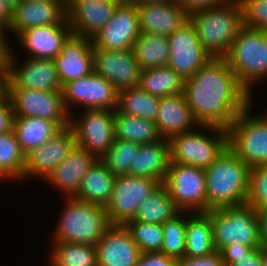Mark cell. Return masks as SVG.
<instances>
[{
	"label": "cell",
	"mask_w": 267,
	"mask_h": 266,
	"mask_svg": "<svg viewBox=\"0 0 267 266\" xmlns=\"http://www.w3.org/2000/svg\"><path fill=\"white\" fill-rule=\"evenodd\" d=\"M184 96L199 125L228 129L253 96L223 58H212L185 80Z\"/></svg>",
	"instance_id": "obj_1"
},
{
	"label": "cell",
	"mask_w": 267,
	"mask_h": 266,
	"mask_svg": "<svg viewBox=\"0 0 267 266\" xmlns=\"http://www.w3.org/2000/svg\"><path fill=\"white\" fill-rule=\"evenodd\" d=\"M251 168L227 148L207 169V212L246 205Z\"/></svg>",
	"instance_id": "obj_2"
},
{
	"label": "cell",
	"mask_w": 267,
	"mask_h": 266,
	"mask_svg": "<svg viewBox=\"0 0 267 266\" xmlns=\"http://www.w3.org/2000/svg\"><path fill=\"white\" fill-rule=\"evenodd\" d=\"M189 20L211 58H223L243 27L238 0H224L218 6L191 14Z\"/></svg>",
	"instance_id": "obj_3"
},
{
	"label": "cell",
	"mask_w": 267,
	"mask_h": 266,
	"mask_svg": "<svg viewBox=\"0 0 267 266\" xmlns=\"http://www.w3.org/2000/svg\"><path fill=\"white\" fill-rule=\"evenodd\" d=\"M50 242L83 243L95 246L111 226L106 209L76 198H64Z\"/></svg>",
	"instance_id": "obj_4"
},
{
	"label": "cell",
	"mask_w": 267,
	"mask_h": 266,
	"mask_svg": "<svg viewBox=\"0 0 267 266\" xmlns=\"http://www.w3.org/2000/svg\"><path fill=\"white\" fill-rule=\"evenodd\" d=\"M223 59L254 97L252 87L267 79V31L243 26Z\"/></svg>",
	"instance_id": "obj_5"
},
{
	"label": "cell",
	"mask_w": 267,
	"mask_h": 266,
	"mask_svg": "<svg viewBox=\"0 0 267 266\" xmlns=\"http://www.w3.org/2000/svg\"><path fill=\"white\" fill-rule=\"evenodd\" d=\"M168 141L171 163L207 169L228 148V131L217 126L198 125Z\"/></svg>",
	"instance_id": "obj_6"
},
{
	"label": "cell",
	"mask_w": 267,
	"mask_h": 266,
	"mask_svg": "<svg viewBox=\"0 0 267 266\" xmlns=\"http://www.w3.org/2000/svg\"><path fill=\"white\" fill-rule=\"evenodd\" d=\"M250 103L227 129L228 148L250 168L267 164V115L253 113Z\"/></svg>",
	"instance_id": "obj_7"
},
{
	"label": "cell",
	"mask_w": 267,
	"mask_h": 266,
	"mask_svg": "<svg viewBox=\"0 0 267 266\" xmlns=\"http://www.w3.org/2000/svg\"><path fill=\"white\" fill-rule=\"evenodd\" d=\"M216 251L230 244L262 246L257 210L248 205L209 210Z\"/></svg>",
	"instance_id": "obj_8"
},
{
	"label": "cell",
	"mask_w": 267,
	"mask_h": 266,
	"mask_svg": "<svg viewBox=\"0 0 267 266\" xmlns=\"http://www.w3.org/2000/svg\"><path fill=\"white\" fill-rule=\"evenodd\" d=\"M162 184L180 212H207L205 169L170 163Z\"/></svg>",
	"instance_id": "obj_9"
},
{
	"label": "cell",
	"mask_w": 267,
	"mask_h": 266,
	"mask_svg": "<svg viewBox=\"0 0 267 266\" xmlns=\"http://www.w3.org/2000/svg\"><path fill=\"white\" fill-rule=\"evenodd\" d=\"M80 111V114L77 113V118L76 114L70 118L76 144L100 160L115 140L114 110L81 109Z\"/></svg>",
	"instance_id": "obj_10"
},
{
	"label": "cell",
	"mask_w": 267,
	"mask_h": 266,
	"mask_svg": "<svg viewBox=\"0 0 267 266\" xmlns=\"http://www.w3.org/2000/svg\"><path fill=\"white\" fill-rule=\"evenodd\" d=\"M64 104L70 115L74 109L115 110L118 90L105 78L92 72L62 87ZM73 109V110H72ZM71 112V113H70Z\"/></svg>",
	"instance_id": "obj_11"
},
{
	"label": "cell",
	"mask_w": 267,
	"mask_h": 266,
	"mask_svg": "<svg viewBox=\"0 0 267 266\" xmlns=\"http://www.w3.org/2000/svg\"><path fill=\"white\" fill-rule=\"evenodd\" d=\"M11 100L14 117H38L51 120L61 128L70 125L62 91H39L5 88Z\"/></svg>",
	"instance_id": "obj_12"
},
{
	"label": "cell",
	"mask_w": 267,
	"mask_h": 266,
	"mask_svg": "<svg viewBox=\"0 0 267 266\" xmlns=\"http://www.w3.org/2000/svg\"><path fill=\"white\" fill-rule=\"evenodd\" d=\"M160 183L151 178L130 175L116 176L110 201L105 207L111 225H124L135 218L142 201Z\"/></svg>",
	"instance_id": "obj_13"
},
{
	"label": "cell",
	"mask_w": 267,
	"mask_h": 266,
	"mask_svg": "<svg viewBox=\"0 0 267 266\" xmlns=\"http://www.w3.org/2000/svg\"><path fill=\"white\" fill-rule=\"evenodd\" d=\"M14 53V50L10 48L5 88L62 91L54 60L26 57L20 64L17 63L20 62L19 57H16V54L14 56Z\"/></svg>",
	"instance_id": "obj_14"
},
{
	"label": "cell",
	"mask_w": 267,
	"mask_h": 266,
	"mask_svg": "<svg viewBox=\"0 0 267 266\" xmlns=\"http://www.w3.org/2000/svg\"><path fill=\"white\" fill-rule=\"evenodd\" d=\"M167 38L170 50L167 66L184 80L193 76L212 59L203 49L190 20Z\"/></svg>",
	"instance_id": "obj_15"
},
{
	"label": "cell",
	"mask_w": 267,
	"mask_h": 266,
	"mask_svg": "<svg viewBox=\"0 0 267 266\" xmlns=\"http://www.w3.org/2000/svg\"><path fill=\"white\" fill-rule=\"evenodd\" d=\"M76 145L75 133L69 125L51 139L25 155L23 180L42 181L64 160ZM36 177V178H35Z\"/></svg>",
	"instance_id": "obj_16"
},
{
	"label": "cell",
	"mask_w": 267,
	"mask_h": 266,
	"mask_svg": "<svg viewBox=\"0 0 267 266\" xmlns=\"http://www.w3.org/2000/svg\"><path fill=\"white\" fill-rule=\"evenodd\" d=\"M93 72L120 91L139 85L141 68L132 49L113 51L93 47Z\"/></svg>",
	"instance_id": "obj_17"
},
{
	"label": "cell",
	"mask_w": 267,
	"mask_h": 266,
	"mask_svg": "<svg viewBox=\"0 0 267 266\" xmlns=\"http://www.w3.org/2000/svg\"><path fill=\"white\" fill-rule=\"evenodd\" d=\"M139 35L136 5H118L112 18L91 40L95 48L121 51L132 49Z\"/></svg>",
	"instance_id": "obj_18"
},
{
	"label": "cell",
	"mask_w": 267,
	"mask_h": 266,
	"mask_svg": "<svg viewBox=\"0 0 267 266\" xmlns=\"http://www.w3.org/2000/svg\"><path fill=\"white\" fill-rule=\"evenodd\" d=\"M72 34L71 26L66 19L62 24L31 27L23 30L14 39L16 45L28 58L54 60L60 53L65 41Z\"/></svg>",
	"instance_id": "obj_19"
},
{
	"label": "cell",
	"mask_w": 267,
	"mask_h": 266,
	"mask_svg": "<svg viewBox=\"0 0 267 266\" xmlns=\"http://www.w3.org/2000/svg\"><path fill=\"white\" fill-rule=\"evenodd\" d=\"M67 19L64 0H23L12 10V18L6 27L8 33L17 36L31 27L62 24Z\"/></svg>",
	"instance_id": "obj_20"
},
{
	"label": "cell",
	"mask_w": 267,
	"mask_h": 266,
	"mask_svg": "<svg viewBox=\"0 0 267 266\" xmlns=\"http://www.w3.org/2000/svg\"><path fill=\"white\" fill-rule=\"evenodd\" d=\"M98 159L77 144L42 182L47 181L64 198H74L80 189L83 177ZM61 192V193H60Z\"/></svg>",
	"instance_id": "obj_21"
},
{
	"label": "cell",
	"mask_w": 267,
	"mask_h": 266,
	"mask_svg": "<svg viewBox=\"0 0 267 266\" xmlns=\"http://www.w3.org/2000/svg\"><path fill=\"white\" fill-rule=\"evenodd\" d=\"M95 248L98 266H136L142 253L124 225H111Z\"/></svg>",
	"instance_id": "obj_22"
},
{
	"label": "cell",
	"mask_w": 267,
	"mask_h": 266,
	"mask_svg": "<svg viewBox=\"0 0 267 266\" xmlns=\"http://www.w3.org/2000/svg\"><path fill=\"white\" fill-rule=\"evenodd\" d=\"M54 61L62 87L67 82L89 75L93 72L92 40L71 34Z\"/></svg>",
	"instance_id": "obj_23"
},
{
	"label": "cell",
	"mask_w": 267,
	"mask_h": 266,
	"mask_svg": "<svg viewBox=\"0 0 267 266\" xmlns=\"http://www.w3.org/2000/svg\"><path fill=\"white\" fill-rule=\"evenodd\" d=\"M142 33L169 37L189 20V15L175 0L136 5Z\"/></svg>",
	"instance_id": "obj_24"
},
{
	"label": "cell",
	"mask_w": 267,
	"mask_h": 266,
	"mask_svg": "<svg viewBox=\"0 0 267 266\" xmlns=\"http://www.w3.org/2000/svg\"><path fill=\"white\" fill-rule=\"evenodd\" d=\"M118 4L112 0H84L67 11L72 34L92 39L112 18Z\"/></svg>",
	"instance_id": "obj_25"
},
{
	"label": "cell",
	"mask_w": 267,
	"mask_h": 266,
	"mask_svg": "<svg viewBox=\"0 0 267 266\" xmlns=\"http://www.w3.org/2000/svg\"><path fill=\"white\" fill-rule=\"evenodd\" d=\"M155 124L159 135L166 140L189 132L199 125L191 113L184 94L160 98Z\"/></svg>",
	"instance_id": "obj_26"
},
{
	"label": "cell",
	"mask_w": 267,
	"mask_h": 266,
	"mask_svg": "<svg viewBox=\"0 0 267 266\" xmlns=\"http://www.w3.org/2000/svg\"><path fill=\"white\" fill-rule=\"evenodd\" d=\"M170 163L169 141L162 138L140 146L129 175L155 179L162 184Z\"/></svg>",
	"instance_id": "obj_27"
},
{
	"label": "cell",
	"mask_w": 267,
	"mask_h": 266,
	"mask_svg": "<svg viewBox=\"0 0 267 266\" xmlns=\"http://www.w3.org/2000/svg\"><path fill=\"white\" fill-rule=\"evenodd\" d=\"M62 128L55 122L38 117H14L13 131L26 155L51 139Z\"/></svg>",
	"instance_id": "obj_28"
},
{
	"label": "cell",
	"mask_w": 267,
	"mask_h": 266,
	"mask_svg": "<svg viewBox=\"0 0 267 266\" xmlns=\"http://www.w3.org/2000/svg\"><path fill=\"white\" fill-rule=\"evenodd\" d=\"M116 176L97 160L83 177L78 194V200L106 207L110 201Z\"/></svg>",
	"instance_id": "obj_29"
},
{
	"label": "cell",
	"mask_w": 267,
	"mask_h": 266,
	"mask_svg": "<svg viewBox=\"0 0 267 266\" xmlns=\"http://www.w3.org/2000/svg\"><path fill=\"white\" fill-rule=\"evenodd\" d=\"M185 241V257L197 258L216 252L211 215L208 212H188Z\"/></svg>",
	"instance_id": "obj_30"
},
{
	"label": "cell",
	"mask_w": 267,
	"mask_h": 266,
	"mask_svg": "<svg viewBox=\"0 0 267 266\" xmlns=\"http://www.w3.org/2000/svg\"><path fill=\"white\" fill-rule=\"evenodd\" d=\"M132 51L141 70L167 66L170 50L166 36L140 32Z\"/></svg>",
	"instance_id": "obj_31"
},
{
	"label": "cell",
	"mask_w": 267,
	"mask_h": 266,
	"mask_svg": "<svg viewBox=\"0 0 267 266\" xmlns=\"http://www.w3.org/2000/svg\"><path fill=\"white\" fill-rule=\"evenodd\" d=\"M115 139L134 142L140 145L161 140L155 122L123 114L114 110Z\"/></svg>",
	"instance_id": "obj_32"
},
{
	"label": "cell",
	"mask_w": 267,
	"mask_h": 266,
	"mask_svg": "<svg viewBox=\"0 0 267 266\" xmlns=\"http://www.w3.org/2000/svg\"><path fill=\"white\" fill-rule=\"evenodd\" d=\"M152 96L162 98L184 94L185 80L168 66L141 70L138 85Z\"/></svg>",
	"instance_id": "obj_33"
},
{
	"label": "cell",
	"mask_w": 267,
	"mask_h": 266,
	"mask_svg": "<svg viewBox=\"0 0 267 266\" xmlns=\"http://www.w3.org/2000/svg\"><path fill=\"white\" fill-rule=\"evenodd\" d=\"M179 213L166 187L160 184L142 201L133 220L149 224H164Z\"/></svg>",
	"instance_id": "obj_34"
},
{
	"label": "cell",
	"mask_w": 267,
	"mask_h": 266,
	"mask_svg": "<svg viewBox=\"0 0 267 266\" xmlns=\"http://www.w3.org/2000/svg\"><path fill=\"white\" fill-rule=\"evenodd\" d=\"M160 98L152 96L139 86L118 91L116 110L130 116H136L155 122Z\"/></svg>",
	"instance_id": "obj_35"
},
{
	"label": "cell",
	"mask_w": 267,
	"mask_h": 266,
	"mask_svg": "<svg viewBox=\"0 0 267 266\" xmlns=\"http://www.w3.org/2000/svg\"><path fill=\"white\" fill-rule=\"evenodd\" d=\"M50 266H98L93 245L71 242H51Z\"/></svg>",
	"instance_id": "obj_36"
},
{
	"label": "cell",
	"mask_w": 267,
	"mask_h": 266,
	"mask_svg": "<svg viewBox=\"0 0 267 266\" xmlns=\"http://www.w3.org/2000/svg\"><path fill=\"white\" fill-rule=\"evenodd\" d=\"M25 154L14 131L0 134V181H23ZM9 180V181H8Z\"/></svg>",
	"instance_id": "obj_37"
},
{
	"label": "cell",
	"mask_w": 267,
	"mask_h": 266,
	"mask_svg": "<svg viewBox=\"0 0 267 266\" xmlns=\"http://www.w3.org/2000/svg\"><path fill=\"white\" fill-rule=\"evenodd\" d=\"M187 214L188 212H180L162 224L164 239L160 252L176 260L185 257Z\"/></svg>",
	"instance_id": "obj_38"
},
{
	"label": "cell",
	"mask_w": 267,
	"mask_h": 266,
	"mask_svg": "<svg viewBox=\"0 0 267 266\" xmlns=\"http://www.w3.org/2000/svg\"><path fill=\"white\" fill-rule=\"evenodd\" d=\"M140 146L134 142L115 139L100 161L115 176L129 175L135 154L139 151Z\"/></svg>",
	"instance_id": "obj_39"
},
{
	"label": "cell",
	"mask_w": 267,
	"mask_h": 266,
	"mask_svg": "<svg viewBox=\"0 0 267 266\" xmlns=\"http://www.w3.org/2000/svg\"><path fill=\"white\" fill-rule=\"evenodd\" d=\"M124 226L141 252H160L164 239L162 224H149L132 219Z\"/></svg>",
	"instance_id": "obj_40"
},
{
	"label": "cell",
	"mask_w": 267,
	"mask_h": 266,
	"mask_svg": "<svg viewBox=\"0 0 267 266\" xmlns=\"http://www.w3.org/2000/svg\"><path fill=\"white\" fill-rule=\"evenodd\" d=\"M246 205L256 210L267 207V164L251 168Z\"/></svg>",
	"instance_id": "obj_41"
},
{
	"label": "cell",
	"mask_w": 267,
	"mask_h": 266,
	"mask_svg": "<svg viewBox=\"0 0 267 266\" xmlns=\"http://www.w3.org/2000/svg\"><path fill=\"white\" fill-rule=\"evenodd\" d=\"M243 26L267 31V0H238Z\"/></svg>",
	"instance_id": "obj_42"
},
{
	"label": "cell",
	"mask_w": 267,
	"mask_h": 266,
	"mask_svg": "<svg viewBox=\"0 0 267 266\" xmlns=\"http://www.w3.org/2000/svg\"><path fill=\"white\" fill-rule=\"evenodd\" d=\"M14 112L5 87L0 91V134L13 131Z\"/></svg>",
	"instance_id": "obj_43"
},
{
	"label": "cell",
	"mask_w": 267,
	"mask_h": 266,
	"mask_svg": "<svg viewBox=\"0 0 267 266\" xmlns=\"http://www.w3.org/2000/svg\"><path fill=\"white\" fill-rule=\"evenodd\" d=\"M136 266H177V260L161 252H142Z\"/></svg>",
	"instance_id": "obj_44"
},
{
	"label": "cell",
	"mask_w": 267,
	"mask_h": 266,
	"mask_svg": "<svg viewBox=\"0 0 267 266\" xmlns=\"http://www.w3.org/2000/svg\"><path fill=\"white\" fill-rule=\"evenodd\" d=\"M262 246H244L242 244H230L220 250L222 260L225 266H231L237 262V259L244 257L252 248H259Z\"/></svg>",
	"instance_id": "obj_45"
},
{
	"label": "cell",
	"mask_w": 267,
	"mask_h": 266,
	"mask_svg": "<svg viewBox=\"0 0 267 266\" xmlns=\"http://www.w3.org/2000/svg\"><path fill=\"white\" fill-rule=\"evenodd\" d=\"M177 266H225L220 251H216L208 256L191 258L184 257L177 260Z\"/></svg>",
	"instance_id": "obj_46"
},
{
	"label": "cell",
	"mask_w": 267,
	"mask_h": 266,
	"mask_svg": "<svg viewBox=\"0 0 267 266\" xmlns=\"http://www.w3.org/2000/svg\"><path fill=\"white\" fill-rule=\"evenodd\" d=\"M175 1L190 16L195 12L218 6L224 0H175Z\"/></svg>",
	"instance_id": "obj_47"
},
{
	"label": "cell",
	"mask_w": 267,
	"mask_h": 266,
	"mask_svg": "<svg viewBox=\"0 0 267 266\" xmlns=\"http://www.w3.org/2000/svg\"><path fill=\"white\" fill-rule=\"evenodd\" d=\"M266 251L263 247L252 248L244 257L237 259V262L231 266H262L263 253Z\"/></svg>",
	"instance_id": "obj_48"
},
{
	"label": "cell",
	"mask_w": 267,
	"mask_h": 266,
	"mask_svg": "<svg viewBox=\"0 0 267 266\" xmlns=\"http://www.w3.org/2000/svg\"><path fill=\"white\" fill-rule=\"evenodd\" d=\"M9 40L7 34H0V73H7L8 55L12 47Z\"/></svg>",
	"instance_id": "obj_49"
},
{
	"label": "cell",
	"mask_w": 267,
	"mask_h": 266,
	"mask_svg": "<svg viewBox=\"0 0 267 266\" xmlns=\"http://www.w3.org/2000/svg\"><path fill=\"white\" fill-rule=\"evenodd\" d=\"M259 218L260 240L262 247L267 250V207L257 210Z\"/></svg>",
	"instance_id": "obj_50"
},
{
	"label": "cell",
	"mask_w": 267,
	"mask_h": 266,
	"mask_svg": "<svg viewBox=\"0 0 267 266\" xmlns=\"http://www.w3.org/2000/svg\"><path fill=\"white\" fill-rule=\"evenodd\" d=\"M12 18V10L4 0H0V22L7 27Z\"/></svg>",
	"instance_id": "obj_51"
},
{
	"label": "cell",
	"mask_w": 267,
	"mask_h": 266,
	"mask_svg": "<svg viewBox=\"0 0 267 266\" xmlns=\"http://www.w3.org/2000/svg\"><path fill=\"white\" fill-rule=\"evenodd\" d=\"M166 1H169V0H136V5L160 3V2H166Z\"/></svg>",
	"instance_id": "obj_52"
},
{
	"label": "cell",
	"mask_w": 267,
	"mask_h": 266,
	"mask_svg": "<svg viewBox=\"0 0 267 266\" xmlns=\"http://www.w3.org/2000/svg\"><path fill=\"white\" fill-rule=\"evenodd\" d=\"M11 10L16 8L23 0H4Z\"/></svg>",
	"instance_id": "obj_53"
},
{
	"label": "cell",
	"mask_w": 267,
	"mask_h": 266,
	"mask_svg": "<svg viewBox=\"0 0 267 266\" xmlns=\"http://www.w3.org/2000/svg\"><path fill=\"white\" fill-rule=\"evenodd\" d=\"M118 5H136V0H112Z\"/></svg>",
	"instance_id": "obj_54"
},
{
	"label": "cell",
	"mask_w": 267,
	"mask_h": 266,
	"mask_svg": "<svg viewBox=\"0 0 267 266\" xmlns=\"http://www.w3.org/2000/svg\"><path fill=\"white\" fill-rule=\"evenodd\" d=\"M84 0H64L66 10L68 11L76 2H81Z\"/></svg>",
	"instance_id": "obj_55"
},
{
	"label": "cell",
	"mask_w": 267,
	"mask_h": 266,
	"mask_svg": "<svg viewBox=\"0 0 267 266\" xmlns=\"http://www.w3.org/2000/svg\"><path fill=\"white\" fill-rule=\"evenodd\" d=\"M6 77H7V73H0V91L5 87Z\"/></svg>",
	"instance_id": "obj_56"
},
{
	"label": "cell",
	"mask_w": 267,
	"mask_h": 266,
	"mask_svg": "<svg viewBox=\"0 0 267 266\" xmlns=\"http://www.w3.org/2000/svg\"><path fill=\"white\" fill-rule=\"evenodd\" d=\"M262 266H267V250L263 253Z\"/></svg>",
	"instance_id": "obj_57"
},
{
	"label": "cell",
	"mask_w": 267,
	"mask_h": 266,
	"mask_svg": "<svg viewBox=\"0 0 267 266\" xmlns=\"http://www.w3.org/2000/svg\"><path fill=\"white\" fill-rule=\"evenodd\" d=\"M0 34H7L6 27L0 22Z\"/></svg>",
	"instance_id": "obj_58"
}]
</instances>
